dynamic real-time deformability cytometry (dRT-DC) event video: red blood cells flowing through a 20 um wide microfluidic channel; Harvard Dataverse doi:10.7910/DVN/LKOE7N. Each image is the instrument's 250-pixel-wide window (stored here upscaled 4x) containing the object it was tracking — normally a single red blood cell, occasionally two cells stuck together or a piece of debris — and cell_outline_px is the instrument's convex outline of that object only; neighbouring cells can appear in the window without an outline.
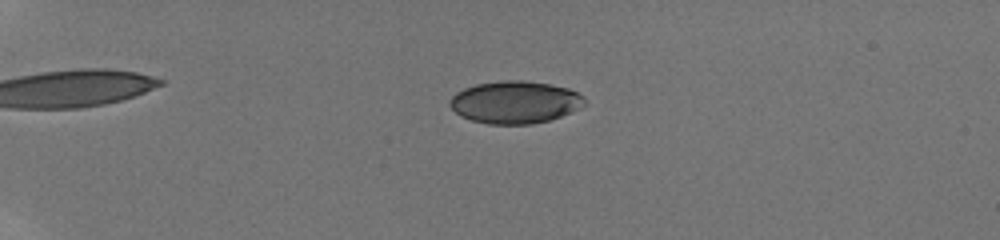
{"species": "human", "species_latin": "Homo sapiens", "temperature_condition": "room temperature", "stored_images_in_passage": 57, "camera_frame_rate_fps": 3000, "um_per_image_px": 0.085, "donor": {"sex": "male"}, "frame": {"image": 1, "passage_image": 17, "time_ms": 5.333, "image_size_px": [1000, 240], "cell_outline_px": [[584, 104], [580, 108], [572, 112], [548, 120], [532, 124], [488, 124], [472, 120], [460, 116], [448, 104], [448, 100], [456, 92], [464, 88], [476, 84], [500, 80], [520, 80], [548, 84], [568, 88], [584, 96]], "centroid_in_image_um": [43.74, 8.68], "position_along_channel_um": 41.3, "area_um2": 33.29}}
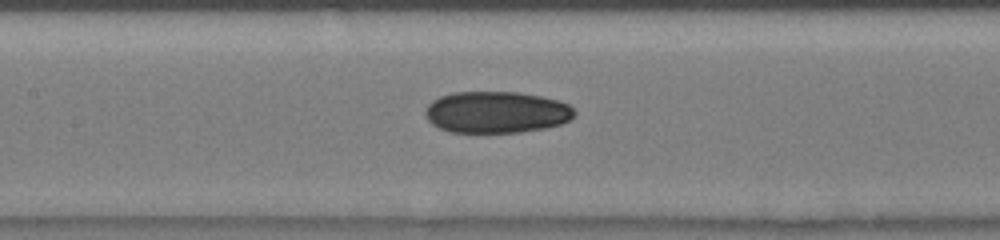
{"frame": {"image": 2, "passage_image": 32, "time_ms": 10.333, "image_size_px": [1000, 240], "cell_outline_px": [[576, 112], [572, 120], [560, 124], [544, 128], [520, 132], [452, 132], [440, 128], [432, 124], [428, 120], [424, 112], [424, 108], [432, 100], [440, 96], [452, 92], [520, 92], [540, 96], [556, 100], [568, 104]], "centroid_in_image_um": [42.18, 9.53], "position_along_channel_um": 165.2, "area_um2": 36.3}}
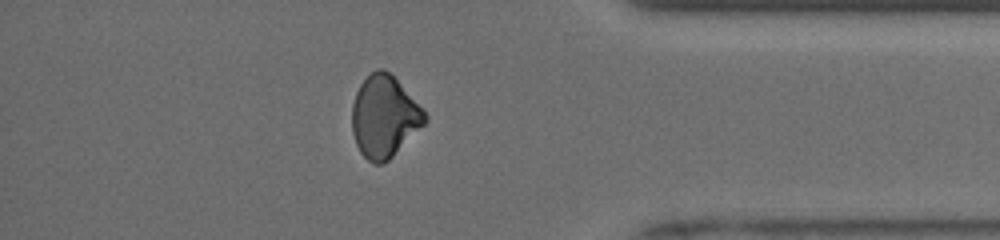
{"frame": {"image": 3, "passage_image": 51, "time_ms": 16.667, "image_size_px": [1000, 240], "cell_outline_px": [[428, 120], [388, 160], [380, 164], [372, 164], [360, 152], [356, 144], [352, 132], [352, 104], [356, 92], [360, 84], [376, 68], [384, 68], [400, 84], [428, 116]], "centroid_in_image_um": [32.63, 9.92], "position_along_channel_um": 402.6, "area_um2": 34.16}, "authors_computed_cell_mechanics": {"area_um2": 34.3332, "velocity_mm_per_s": 3.9842, "shape_relaxation_time_tau1_ms": 11.2812, "shape_relaxation_time_tau2_ms": 3.4335, "deformation_change_tau1": 0.1855, "deformation_change_tau2": 0.068}}